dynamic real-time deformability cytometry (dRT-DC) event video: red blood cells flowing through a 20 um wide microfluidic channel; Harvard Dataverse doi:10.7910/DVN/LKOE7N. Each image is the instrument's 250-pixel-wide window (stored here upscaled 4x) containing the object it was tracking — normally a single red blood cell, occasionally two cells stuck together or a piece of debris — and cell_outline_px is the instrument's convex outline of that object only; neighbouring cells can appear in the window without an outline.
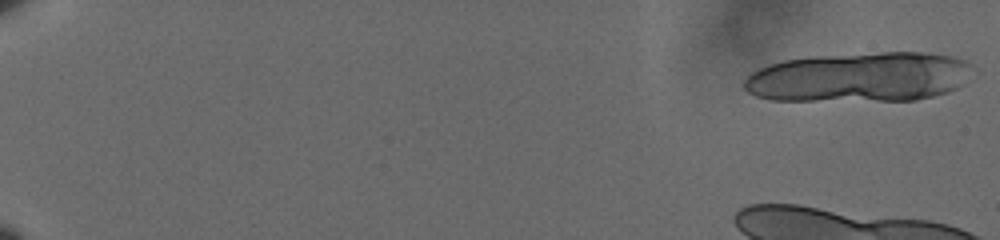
{"species": "human", "species_latin": "Homo sapiens", "temperature_condition": "cold", "stored_images_in_passage": 15, "camera_frame_rate_fps": 3000, "um_per_image_px": 0.085, "donor": {"sex": "male"}, "frame": {"image": 1, "passage_image": 1, "time_ms": 0.0, "image_size_px": [1000, 240], "cell_outline_px": [[980, 72], [964, 84], [948, 92], [916, 100], [772, 100], [756, 96], [748, 92], [744, 88], [744, 76], [768, 64], [784, 60], [812, 56], [884, 52], [924, 52], [952, 56], [968, 60]], "centroid_in_image_um": [73.16, 6.54], "position_along_channel_um": 11.8, "area_um2": 67.28}}